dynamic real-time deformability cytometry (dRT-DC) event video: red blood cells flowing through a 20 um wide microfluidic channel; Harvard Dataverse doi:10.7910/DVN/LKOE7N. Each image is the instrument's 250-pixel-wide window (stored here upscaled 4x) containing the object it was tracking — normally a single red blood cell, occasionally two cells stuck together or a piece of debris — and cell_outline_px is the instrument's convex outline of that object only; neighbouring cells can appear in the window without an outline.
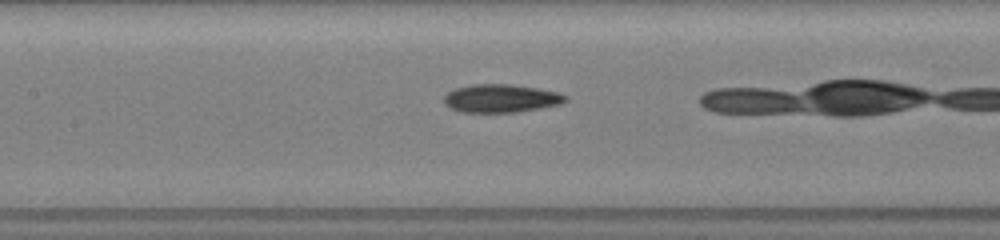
{"species": "common noctule bat (a hibernating species)", "species_latin": "Nyctalus noctula", "temperature_condition": "room temperature", "stored_images_in_passage": 37, "camera_frame_rate_fps": 3000, "um_per_image_px": 0.085, "animal": {"sex": "female", "body_mass_g": 19.5, "forearm_length_mm": 54.1}, "frame": {"image": 1, "passage_image": 21, "time_ms": 6.667, "image_size_px": [1000, 240], "cell_outline_px": [[568, 100], [560, 104], [540, 108], [516, 112], [464, 112], [448, 108], [444, 104], [444, 96], [448, 92], [456, 88], [472, 84], [508, 84], [536, 88], [560, 92], [568, 96]], "centroid_in_image_um": [42.59, 8.36], "position_along_channel_um": 164.8, "area_um2": 20.0}}
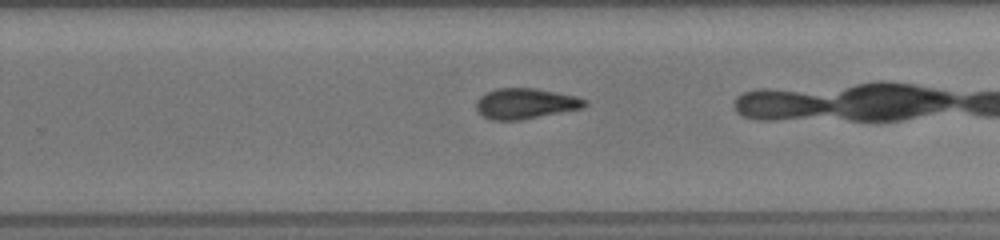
{"frame": {"image": 2, "passage_image": 30, "time_ms": 9.667, "image_size_px": [1000, 240], "cell_outline_px": [[588, 104], [584, 108], [520, 120], [492, 120], [484, 116], [476, 108], [476, 100], [480, 96], [496, 88], [536, 88], [576, 96], [588, 100]], "centroid_in_image_um": [44.7, 8.8], "position_along_channel_um": 285.1, "area_um2": 19.36}}
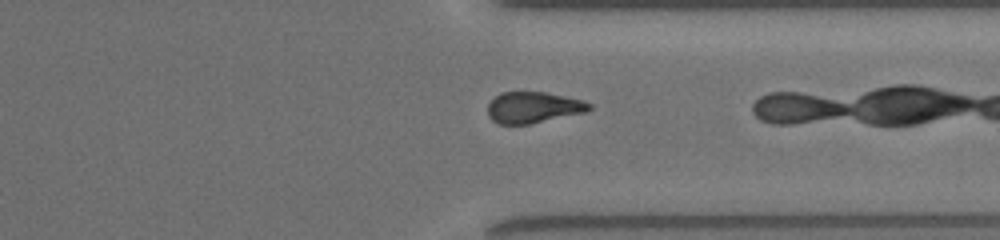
{"frame": {"image": 3, "passage_image": 36, "time_ms": 11.667, "image_size_px": [1000, 240], "cell_outline_px": [[592, 108], [584, 112], [528, 124], [500, 124], [492, 120], [488, 116], [488, 104], [500, 92], [544, 92], [584, 100], [592, 104]], "centroid_in_image_um": [45.32, 9.12], "position_along_channel_um": 366.1, "area_um2": 18.26}}